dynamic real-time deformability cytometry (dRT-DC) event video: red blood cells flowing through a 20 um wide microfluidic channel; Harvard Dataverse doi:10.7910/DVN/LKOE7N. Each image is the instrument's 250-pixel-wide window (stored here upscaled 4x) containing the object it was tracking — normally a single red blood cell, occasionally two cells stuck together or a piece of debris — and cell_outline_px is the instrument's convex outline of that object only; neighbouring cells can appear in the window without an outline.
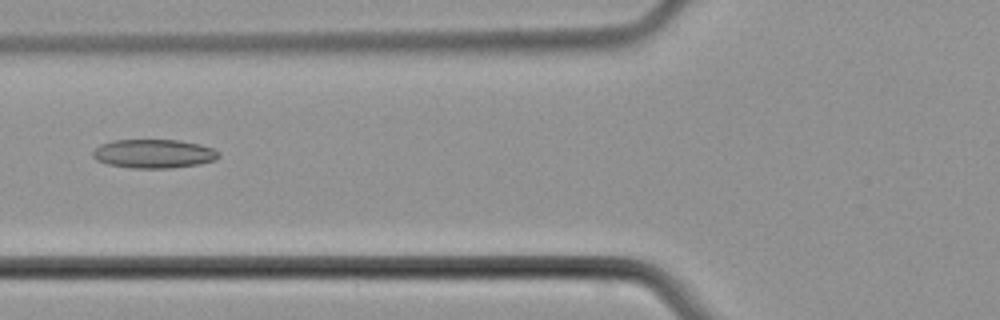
{"species": "common noctule bat (a hibernating species)", "species_latin": "Nyctalus noctula", "temperature_condition": "cold", "stored_images_in_passage": 44, "camera_frame_rate_fps": 3000, "um_per_image_px": 0.085, "animal": {"sex": "male", "body_mass_g": 21.5, "forearm_length_mm": 52.0}, "frame": {"image": 1, "passage_image": 14, "time_ms": 4.333, "image_size_px": [1000, 320], "cell_outline_px": [[220, 156], [216, 160], [200, 164], [172, 168], [132, 168], [108, 164], [96, 160], [92, 156], [92, 152], [100, 144], [112, 140], [180, 140], [200, 144], [212, 148], [220, 152]], "centroid_in_image_um": [13.09, 13.06], "position_along_channel_um": 112.7, "area_um2": 21.33}}
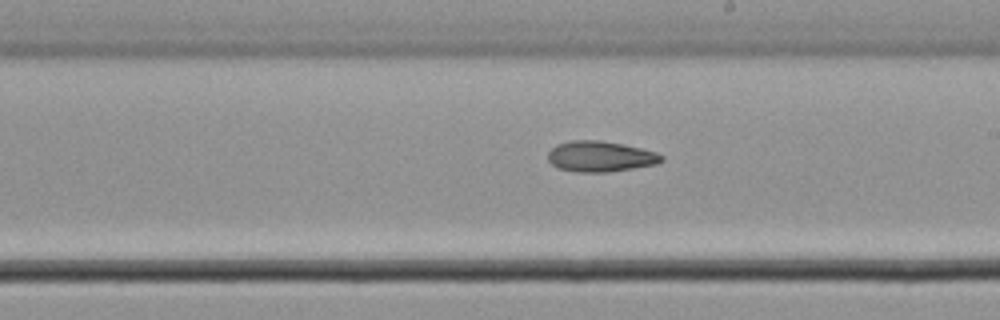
{"frame": {"image": 2, "passage_image": 23, "time_ms": 7.333, "image_size_px": [1000, 320], "cell_outline_px": [[664, 160], [656, 164], [608, 172], [576, 172], [556, 168], [548, 160], [548, 152], [556, 144], [572, 140], [600, 140], [624, 144], [656, 152], [664, 156]], "centroid_in_image_um": [51.01, 13.29], "position_along_channel_um": 238.0, "area_um2": 20.4}}
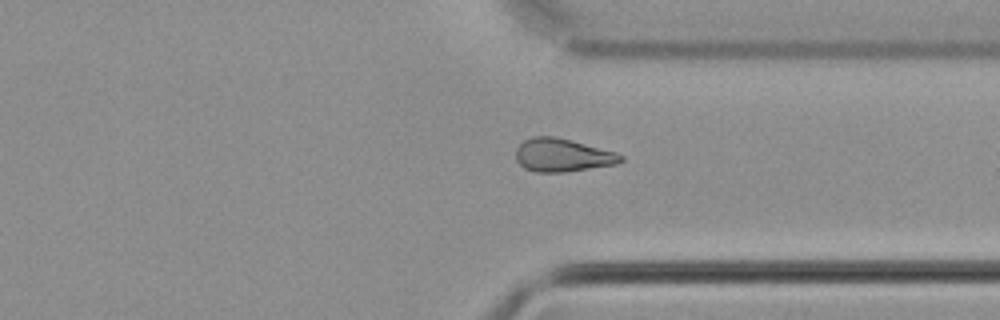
{"frame": {"image": 3, "passage_image": 32, "time_ms": 10.333, "image_size_px": [1000, 320], "cell_outline_px": [[624, 160], [616, 164], [564, 172], [536, 172], [524, 168], [516, 160], [516, 148], [524, 140], [532, 136], [552, 136], [572, 140], [616, 152], [624, 156]], "centroid_in_image_um": [47.8, 13.18], "position_along_channel_um": 363.6, "area_um2": 20.29}}